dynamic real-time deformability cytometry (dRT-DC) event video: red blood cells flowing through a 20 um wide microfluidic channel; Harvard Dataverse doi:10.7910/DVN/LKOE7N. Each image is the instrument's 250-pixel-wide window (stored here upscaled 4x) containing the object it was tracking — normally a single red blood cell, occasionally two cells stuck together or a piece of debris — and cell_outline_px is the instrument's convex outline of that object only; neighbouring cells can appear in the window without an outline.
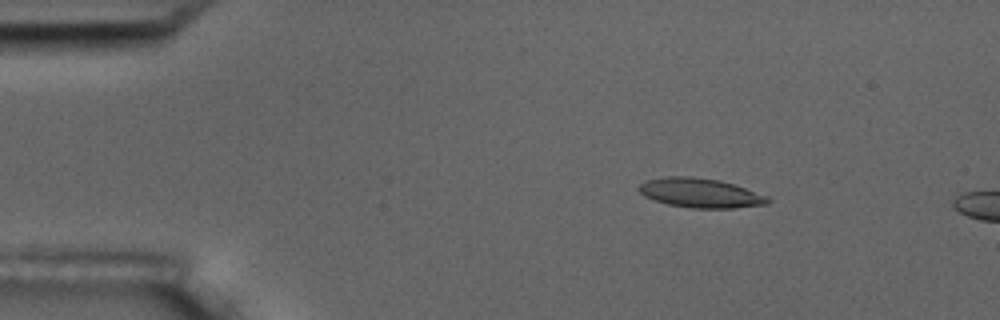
{"species": "common noctule bat (a hibernating species)", "species_latin": "Nyctalus noctula", "temperature_condition": "room temperature", "stored_images_in_passage": 3, "camera_frame_rate_fps": 3000, "um_per_image_px": 0.085, "animal": {"sex": "male", "body_mass_g": 17.5, "forearm_length_mm": 52.3}, "frame": {"image": 1, "passage_image": 2, "time_ms": 1.0, "image_size_px": [1000, 320], "cell_outline_px": [[772, 200], [768, 204], [732, 208], [692, 208], [668, 204], [644, 196], [636, 188], [644, 180], [664, 176], [692, 176], [720, 180], [768, 196]], "centroid_in_image_um": [59.5, 16.39], "position_along_channel_um": 25.5, "area_um2": 22.14}}